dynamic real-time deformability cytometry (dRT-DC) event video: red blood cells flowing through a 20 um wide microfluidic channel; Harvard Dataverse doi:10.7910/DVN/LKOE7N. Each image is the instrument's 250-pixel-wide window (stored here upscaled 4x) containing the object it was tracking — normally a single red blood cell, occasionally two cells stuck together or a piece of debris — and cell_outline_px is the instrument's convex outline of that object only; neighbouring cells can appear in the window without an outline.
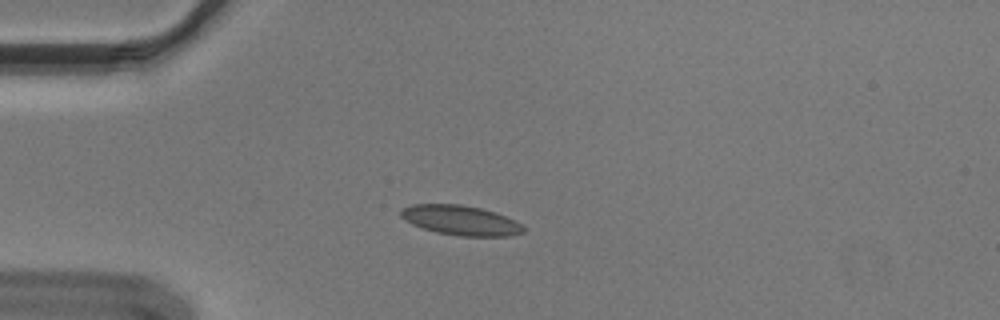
{"species": "Egyptian fruit bat (a non-hibernating species)", "species_latin": "Rousettus aegyptiacus", "temperature_condition": "cold", "stored_images_in_passage": 42, "camera_frame_rate_fps": 3000, "um_per_image_px": 0.085, "animal": {"sex": "male"}, "frame": {"image": 1, "passage_image": 1, "time_ms": 0.0, "image_size_px": [1000, 320], "cell_outline_px": [[524, 232], [508, 236], [460, 236], [436, 232], [412, 224], [404, 220], [400, 216], [400, 208], [412, 204], [460, 204], [480, 208], [496, 212], [516, 220], [524, 228]], "centroid_in_image_um": [39.14, 18.72], "position_along_channel_um": 45.9, "area_um2": 21.33}}
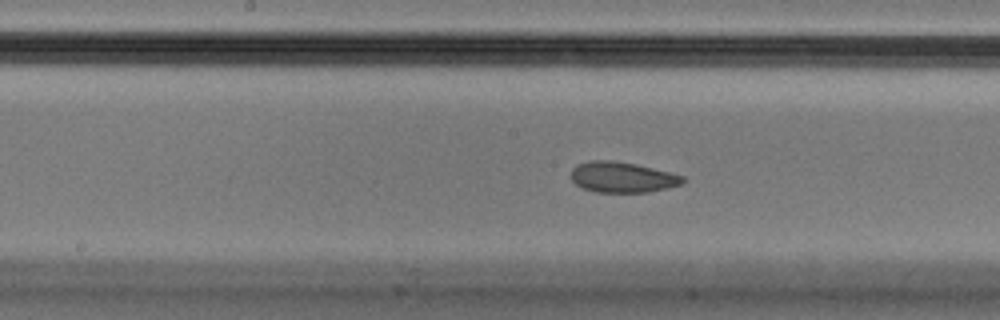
{"frame": {"image": 2, "passage_image": 15, "time_ms": 4.667, "image_size_px": [1000, 320], "cell_outline_px": [[684, 184], [668, 188], [648, 192], [596, 192], [584, 188], [576, 184], [572, 180], [572, 168], [576, 164], [592, 160], [608, 160], [636, 164], [684, 176]], "centroid_in_image_um": [52.9, 15.06], "position_along_channel_um": 195.3, "area_um2": 19.83}}
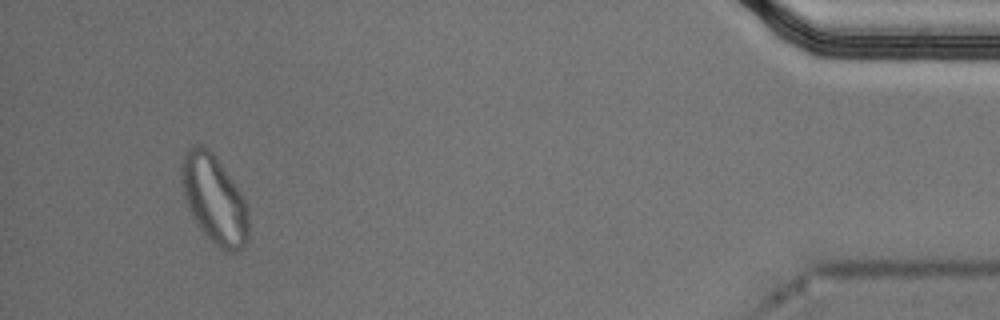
{"frame": {"image": 3, "passage_image": 39, "time_ms": 12.667, "image_size_px": [1000, 320], "cell_outline_px": [[248, 236], [244, 244], [240, 248], [232, 252], [228, 252], [220, 248], [196, 224], [188, 208], [184, 196], [180, 180], [180, 168], [184, 152], [192, 144], [204, 144], [212, 152], [244, 196], [248, 208]], "centroid_in_image_um": [18.18, 16.88], "position_along_channel_um": 417.0, "area_um2": 34.62}, "authors_computed_cell_mechanics": {"area_um2": 20.808, "velocity_mm_per_s": 3.597, "shape_relaxation_time_tau1_ms": 5.6912, "shape_relaxation_time_tau2_ms": 2.0847, "deformation_change_tau1": 0.1112, "deformation_change_tau2": 0.0492}}